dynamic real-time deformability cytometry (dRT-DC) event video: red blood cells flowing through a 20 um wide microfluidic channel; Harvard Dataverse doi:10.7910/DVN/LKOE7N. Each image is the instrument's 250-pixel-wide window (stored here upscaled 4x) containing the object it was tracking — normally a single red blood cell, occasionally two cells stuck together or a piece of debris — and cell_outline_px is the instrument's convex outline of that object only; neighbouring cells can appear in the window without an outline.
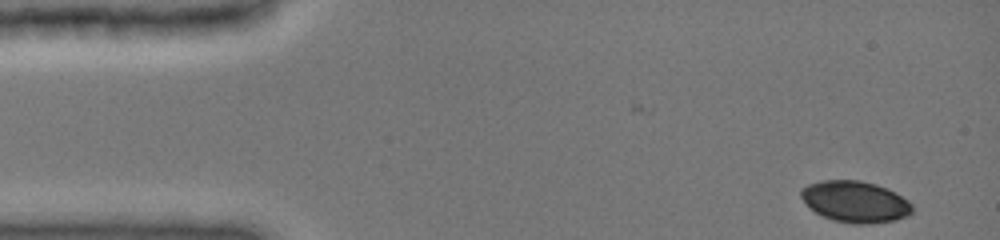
{"species": "common noctule bat (a hibernating species)", "species_latin": "Nyctalus noctula", "temperature_condition": "cold", "stored_images_in_passage": 43, "camera_frame_rate_fps": 3000, "um_per_image_px": 0.085, "animal": {"sex": "female", "body_mass_g": 19.0, "forearm_length_mm": 51.5}, "frame": {"image": 1, "passage_image": 1, "time_ms": 0.0, "image_size_px": [1000, 240], "cell_outline_px": [[912, 212], [908, 216], [896, 220], [868, 224], [852, 224], [832, 220], [816, 212], [800, 196], [800, 188], [808, 184], [820, 180], [860, 180], [876, 184], [888, 188], [896, 192], [908, 200], [912, 204]], "centroid_in_image_um": [72.71, 17.13], "position_along_channel_um": 12.3, "area_um2": 26.99}}
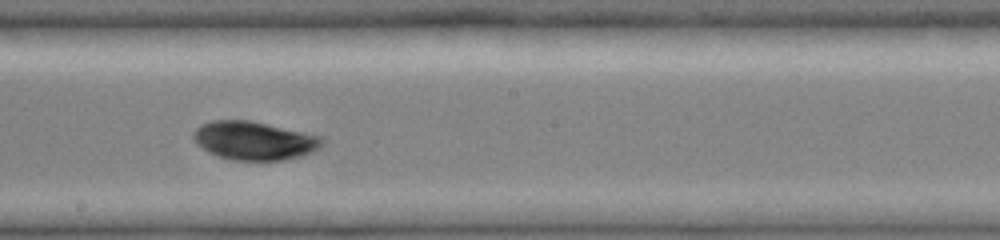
{"frame": {"image": 2, "passage_image": 25, "time_ms": 8.0, "image_size_px": [1000, 240], "cell_outline_px": [[324, 144], [320, 148], [304, 156], [284, 160], [232, 160], [208, 152], [196, 144], [192, 140], [192, 132], [200, 124], [212, 120], [248, 120], [320, 136], [324, 140]], "centroid_in_image_um": [21.58, 11.96], "position_along_channel_um": 226.6, "area_um2": 28.96}}
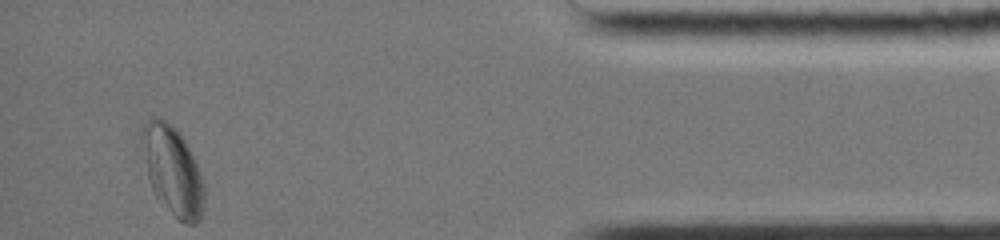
{"frame": {"image": 3, "passage_image": 43, "time_ms": 14.0, "image_size_px": [1000, 240], "cell_outline_px": [[204, 208], [200, 220], [196, 224], [188, 224], [180, 220], [152, 192], [148, 176], [140, 140], [140, 128], [152, 116], [160, 116], [180, 132], [196, 164], [204, 184]], "centroid_in_image_um": [14.65, 14.46], "position_along_channel_um": 420.5, "area_um2": 32.14}, "authors_computed_cell_mechanics": {"area_um2": 28.7844, "velocity_mm_per_s": 3.9367, "shape_relaxation_time_tau1_ms": 1.2688, "shape_relaxation_time_tau2_ms": 4.3983, "deformation_change_tau1": 0.024, "deformation_change_tau2": 0.058}}